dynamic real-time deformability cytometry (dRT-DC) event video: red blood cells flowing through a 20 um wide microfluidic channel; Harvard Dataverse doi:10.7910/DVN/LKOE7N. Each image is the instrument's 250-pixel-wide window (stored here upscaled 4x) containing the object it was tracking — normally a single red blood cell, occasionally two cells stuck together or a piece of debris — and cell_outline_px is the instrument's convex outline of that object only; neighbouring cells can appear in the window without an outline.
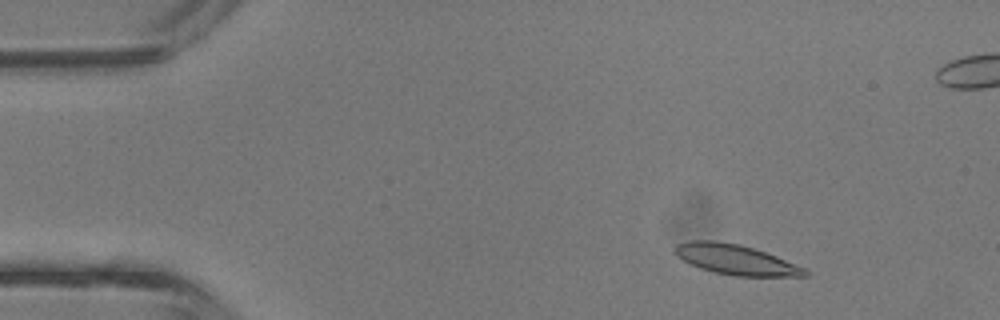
{"species": "common noctule bat (a hibernating species)", "species_latin": "Nyctalus noctula", "temperature_condition": "room temperature", "stored_images_in_passage": 43, "camera_frame_rate_fps": 3000, "um_per_image_px": 0.085, "animal": {"sex": "male", "body_mass_g": 13.3}, "frame": {"image": 1, "passage_image": 5, "time_ms": 1.333, "image_size_px": [1000, 320], "cell_outline_px": [[812, 272], [808, 276], [736, 276], [712, 272], [700, 268], [676, 256], [676, 244], [688, 240], [716, 240], [740, 244], [776, 256], [804, 268]], "centroid_in_image_um": [62.54, 22.06], "position_along_channel_um": 22.5, "area_um2": 22.72}}
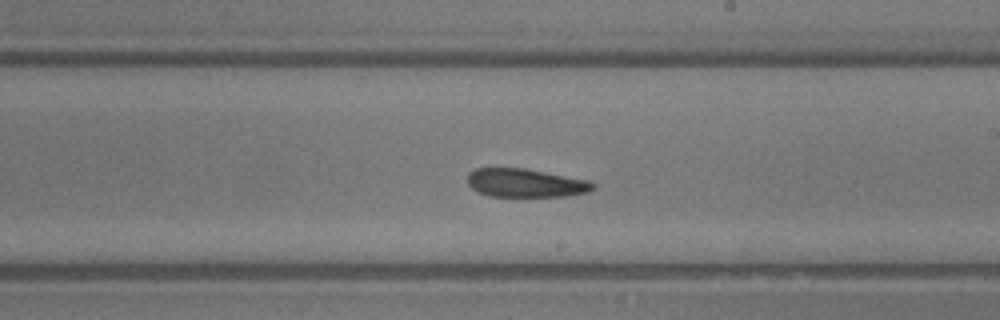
{"frame": {"image": 2, "passage_image": 24, "time_ms": 7.667, "image_size_px": [1000, 320], "cell_outline_px": [[596, 188], [588, 192], [568, 196], [488, 196], [472, 188], [468, 184], [468, 172], [476, 168], [524, 168], [592, 180], [596, 184]], "centroid_in_image_um": [44.73, 15.54], "position_along_channel_um": 244.3, "area_um2": 21.04}}
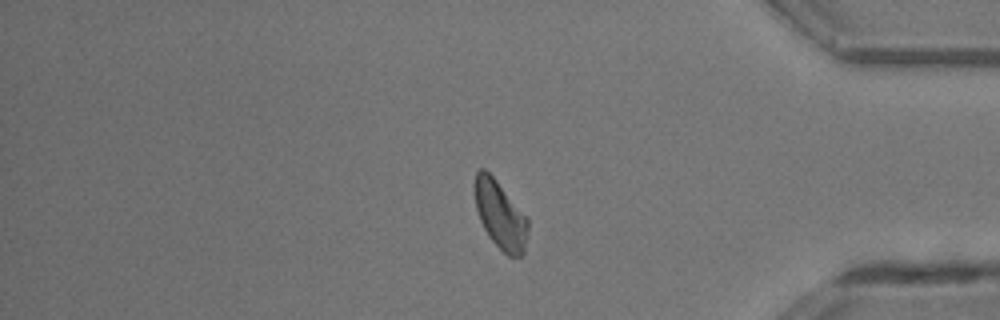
{"frame": {"image": 3, "passage_image": 35, "time_ms": 11.333, "image_size_px": [1000, 320], "cell_outline_px": [[528, 232], [524, 256], [508, 256], [488, 236], [480, 220], [476, 208], [476, 172], [480, 168], [484, 168], [496, 180], [528, 216]], "centroid_in_image_um": [42.57, 18.3], "position_along_channel_um": 392.6, "area_um2": 20.92}, "authors_computed_cell_mechanics": {"area_um2": 21.675, "velocity_mm_per_s": 4.7956, "shape_relaxation_time_tau1_ms": null, "shape_relaxation_time_tau2_ms": 2.1473, "deformation_change_tau1": null, "deformation_change_tau2": 0.1015}}